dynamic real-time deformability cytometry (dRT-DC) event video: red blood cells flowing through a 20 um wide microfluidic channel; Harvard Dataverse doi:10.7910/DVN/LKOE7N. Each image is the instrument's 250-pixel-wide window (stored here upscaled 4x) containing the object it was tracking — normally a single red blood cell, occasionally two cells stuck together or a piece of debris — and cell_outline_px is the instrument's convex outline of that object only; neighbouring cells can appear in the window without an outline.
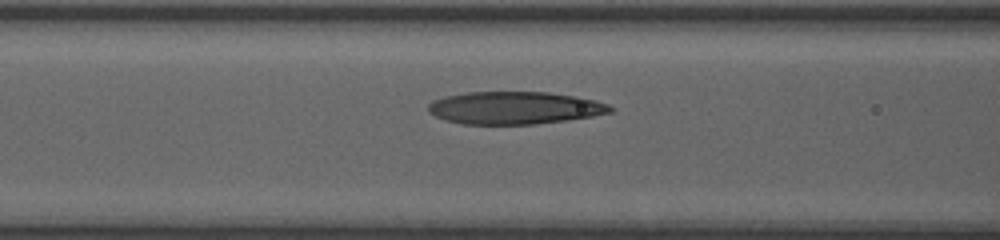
{"species": "human", "species_latin": "Homo sapiens", "temperature_condition": "room temperature", "stored_images_in_passage": 9, "camera_frame_rate_fps": 3000, "um_per_image_px": 0.085, "donor": {"sex": "female"}, "frame": {"image": 1, "passage_image": 6, "time_ms": 1.333, "image_size_px": [1000, 240], "cell_outline_px": [[616, 108], [612, 112], [592, 116], [568, 120], [536, 124], [464, 124], [448, 120], [436, 116], [428, 112], [428, 104], [432, 100], [444, 96], [468, 92], [548, 92], [576, 96], [596, 100], [608, 104]], "centroid_in_image_um": [43.77, 9.16], "position_along_channel_um": 122.8, "area_um2": 34.68}}